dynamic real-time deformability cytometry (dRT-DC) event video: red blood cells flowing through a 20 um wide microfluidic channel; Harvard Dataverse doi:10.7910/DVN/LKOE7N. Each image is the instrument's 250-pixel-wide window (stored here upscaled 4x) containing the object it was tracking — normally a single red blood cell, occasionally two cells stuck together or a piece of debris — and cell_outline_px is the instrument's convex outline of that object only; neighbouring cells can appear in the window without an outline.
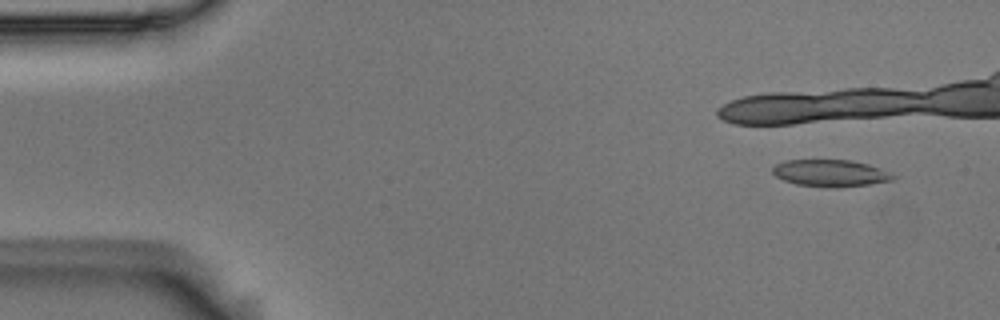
{"species": "Egyptian fruit bat (a non-hibernating species)", "species_latin": "Rousettus aegyptiacus", "temperature_condition": "room temperature", "stored_images_in_passage": 12, "camera_frame_rate_fps": 3000, "um_per_image_px": 0.085, "animal": {"sex": "male"}, "frame": {"image": 1, "passage_image": 4, "time_ms": 1.0, "image_size_px": [1000, 320], "cell_outline_px": [[896, 176], [892, 180], [868, 184], [796, 184], [784, 180], [776, 176], [772, 172], [772, 168], [776, 164], [784, 160], [848, 160], [868, 164], [880, 168]], "centroid_in_image_um": [70.54, 14.65], "position_along_channel_um": 14.5, "area_um2": 17.69}}